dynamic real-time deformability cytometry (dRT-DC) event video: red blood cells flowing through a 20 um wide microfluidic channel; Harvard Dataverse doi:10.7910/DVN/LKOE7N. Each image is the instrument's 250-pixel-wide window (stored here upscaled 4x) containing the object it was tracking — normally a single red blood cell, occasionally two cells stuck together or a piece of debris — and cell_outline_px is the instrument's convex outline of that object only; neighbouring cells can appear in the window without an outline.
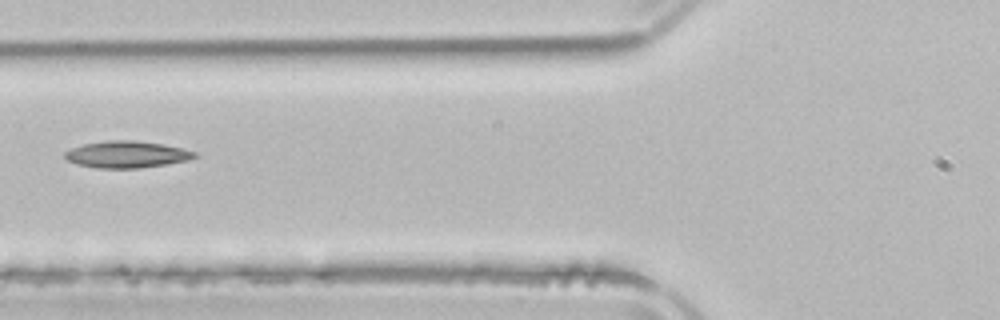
{"species": "common noctule bat (a hibernating species)", "species_latin": "Nyctalus noctula", "temperature_condition": "room temperature", "stored_images_in_passage": 5, "camera_frame_rate_fps": 3000, "um_per_image_px": 0.085, "animal": {"sex": "male", "body_mass_g": 21.5, "forearm_length_mm": 52.0}, "frame": {"image": 1, "passage_image": 5, "time_ms": 5.333, "image_size_px": [1000, 320], "cell_outline_px": [[200, 156], [188, 160], [168, 164], [140, 168], [96, 168], [76, 164], [68, 160], [64, 156], [64, 152], [72, 148], [84, 144], [108, 140], [136, 140], [164, 144], [196, 152]], "centroid_in_image_um": [10.8, 13.13], "position_along_channel_um": 115.0, "area_um2": 20.35}}